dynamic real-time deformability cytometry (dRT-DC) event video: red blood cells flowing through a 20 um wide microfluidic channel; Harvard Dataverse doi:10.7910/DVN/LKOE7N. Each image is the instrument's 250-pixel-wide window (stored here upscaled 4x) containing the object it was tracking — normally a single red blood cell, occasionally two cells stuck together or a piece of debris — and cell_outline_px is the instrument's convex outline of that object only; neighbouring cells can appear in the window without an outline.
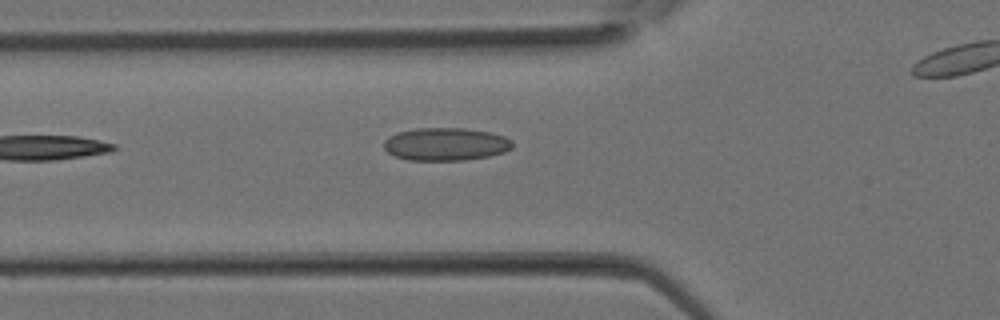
{"species": "Egyptian fruit bat (a non-hibernating species)", "species_latin": "Rousettus aegyptiacus", "temperature_condition": "room temperature", "stored_images_in_passage": 11, "camera_frame_rate_fps": 3000, "um_per_image_px": 0.085, "animal": {"sex": "female"}, "frame": {"image": 1, "passage_image": 11, "time_ms": 3.333, "image_size_px": [1000, 320], "cell_outline_px": [[512, 148], [504, 152], [488, 156], [464, 160], [408, 160], [396, 156], [388, 152], [384, 148], [384, 140], [388, 136], [396, 132], [416, 128], [464, 128], [488, 132], [504, 136], [512, 140]], "centroid_in_image_um": [37.86, 12.25], "position_along_channel_um": 87.9, "area_um2": 24.62}}